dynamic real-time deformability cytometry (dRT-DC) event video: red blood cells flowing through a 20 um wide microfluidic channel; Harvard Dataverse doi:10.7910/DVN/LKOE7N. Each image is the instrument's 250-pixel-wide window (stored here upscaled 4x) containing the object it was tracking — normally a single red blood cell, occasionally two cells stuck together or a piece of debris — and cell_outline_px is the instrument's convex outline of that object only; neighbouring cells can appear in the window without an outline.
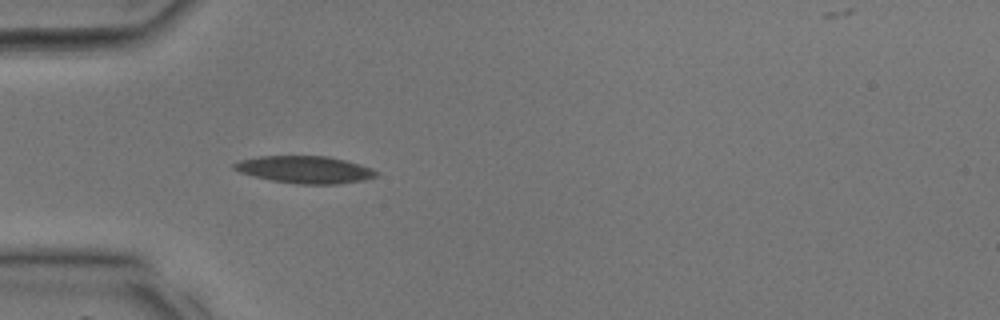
{"species": "common noctule bat (a hibernating species)", "species_latin": "Nyctalus noctula", "temperature_condition": "room temperature", "stored_images_in_passage": 29, "camera_frame_rate_fps": 3000, "um_per_image_px": 0.085, "animal": {"sex": "male", "body_mass_g": 17.9, "forearm_length_mm": 54.2}, "frame": {"image": 1, "passage_image": 4, "time_ms": 1.0, "image_size_px": [1000, 320], "cell_outline_px": [[380, 172], [376, 176], [364, 180], [336, 184], [296, 184], [272, 180], [240, 172], [232, 168], [232, 164], [240, 160], [260, 156], [328, 156], [360, 164], [372, 168]], "centroid_in_image_um": [25.94, 14.41], "position_along_channel_um": 59.1, "area_um2": 22.48}}
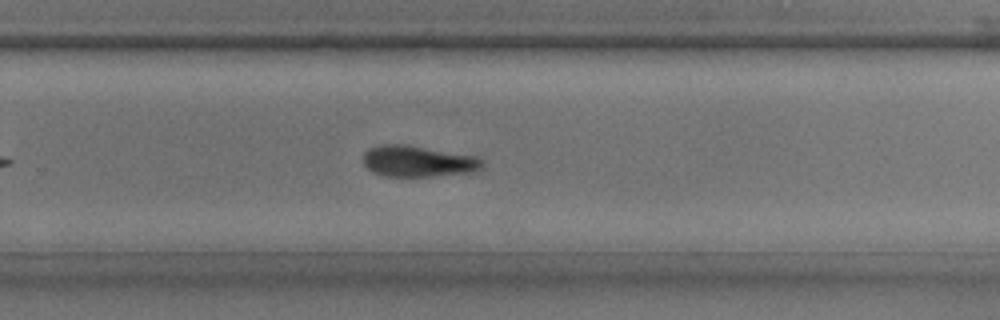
{"frame": {"image": 2, "passage_image": 17, "time_ms": 5.333, "image_size_px": [1000, 320], "cell_outline_px": [[484, 168], [476, 172], [432, 176], [384, 176], [372, 172], [364, 164], [364, 152], [368, 148], [380, 144], [408, 144], [480, 156], [484, 160]], "centroid_in_image_um": [35.61, 13.69], "position_along_channel_um": 294.2, "area_um2": 22.25}}
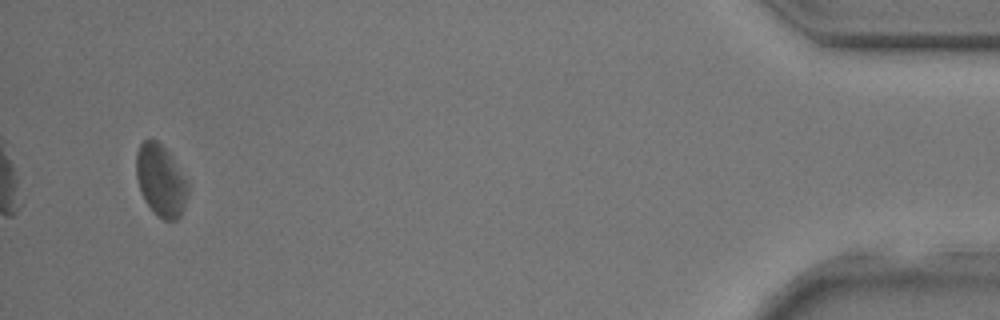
{"frame": {"image": 3, "passage_image": 28, "time_ms": 9.0, "image_size_px": [1000, 320], "cell_outline_px": [[188, 196], [184, 208], [180, 216], [176, 220], [164, 220], [148, 204], [140, 188], [136, 176], [136, 152], [140, 144], [144, 140], [156, 140], [168, 152], [184, 176], [188, 184]], "centroid_in_image_um": [13.68, 15.33], "position_along_channel_um": 421.5, "area_um2": 21.1}}